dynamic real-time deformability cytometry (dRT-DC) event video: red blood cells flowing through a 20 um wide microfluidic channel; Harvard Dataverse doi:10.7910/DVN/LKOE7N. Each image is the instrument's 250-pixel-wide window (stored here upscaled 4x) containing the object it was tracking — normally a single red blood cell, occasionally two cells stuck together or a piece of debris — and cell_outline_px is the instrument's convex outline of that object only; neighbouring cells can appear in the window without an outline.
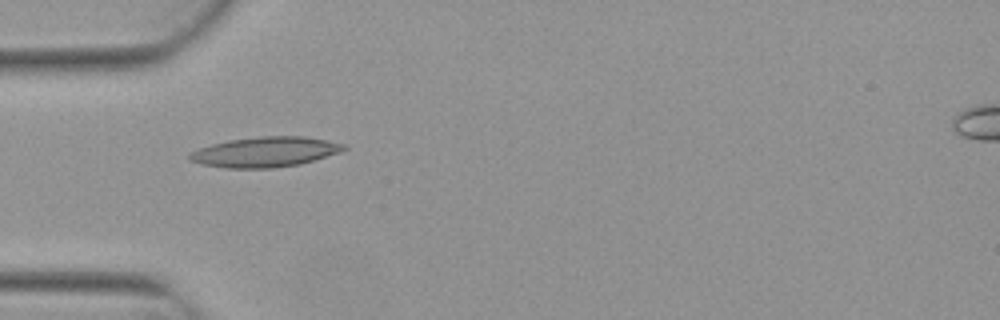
{"species": "Egyptian fruit bat (a non-hibernating species)", "species_latin": "Rousettus aegyptiacus", "temperature_condition": "warm", "stored_images_in_passage": 6, "camera_frame_rate_fps": 3000, "um_per_image_px": 0.085, "animal": {"sex": "female"}, "frame": {"image": 1, "passage_image": 5, "time_ms": 1.333, "image_size_px": [1000, 320], "cell_outline_px": [[348, 148], [340, 152], [300, 164], [272, 168], [228, 168], [204, 164], [188, 160], [188, 156], [192, 152], [200, 148], [212, 144], [228, 140], [260, 136], [304, 136], [344, 144]], "centroid_in_image_um": [22.54, 12.91], "position_along_channel_um": 62.5, "area_um2": 26.82}}
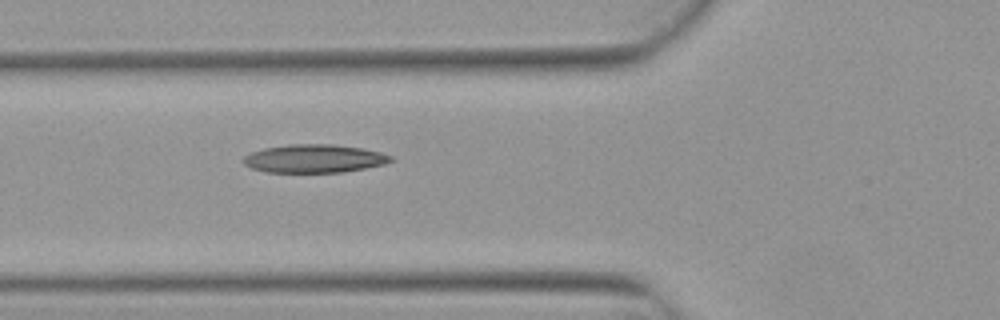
{"frame": {"image": 2, "passage_image": 6, "time_ms": 1.667, "image_size_px": [1000, 320], "cell_outline_px": [[392, 160], [384, 164], [344, 172], [268, 172], [252, 168], [244, 164], [240, 160], [244, 156], [252, 152], [264, 148], [288, 144], [332, 144], [364, 148], [380, 152], [392, 156]], "centroid_in_image_um": [26.69, 13.47], "position_along_channel_um": 99.1, "area_um2": 24.28}}